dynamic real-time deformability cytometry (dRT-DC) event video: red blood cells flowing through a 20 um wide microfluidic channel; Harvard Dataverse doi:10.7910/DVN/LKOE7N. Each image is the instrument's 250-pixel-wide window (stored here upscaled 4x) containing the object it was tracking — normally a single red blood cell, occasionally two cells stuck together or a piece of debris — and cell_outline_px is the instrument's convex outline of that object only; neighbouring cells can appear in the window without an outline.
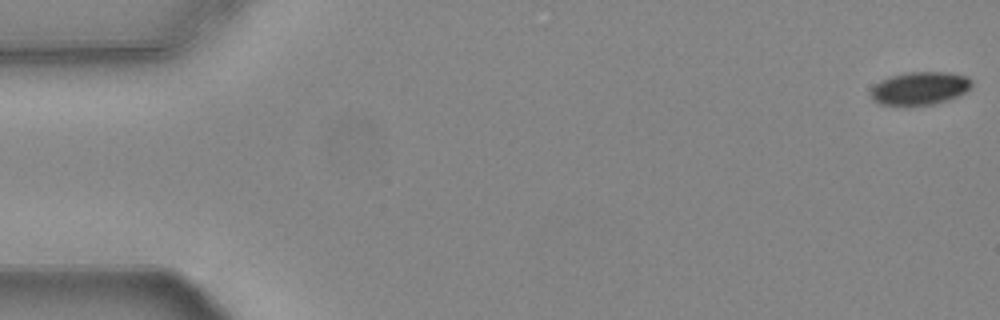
{"species": "common noctule bat (a hibernating species)", "species_latin": "Nyctalus noctula", "temperature_condition": "warm", "stored_images_in_passage": 55, "camera_frame_rate_fps": 3000, "um_per_image_px": 0.085, "animal": {"sex": "female", "body_mass_g": 24.6, "forearm_length_mm": 56.2}, "frame": {"image": 1, "passage_image": 1, "time_ms": 0.0, "image_size_px": [1000, 320], "cell_outline_px": [[972, 88], [948, 100], [932, 104], [880, 104], [872, 100], [872, 88], [880, 80], [892, 76], [908, 72], [948, 72], [968, 76], [972, 80]], "centroid_in_image_um": [78.23, 7.48], "position_along_channel_um": 6.8, "area_um2": 19.13}}
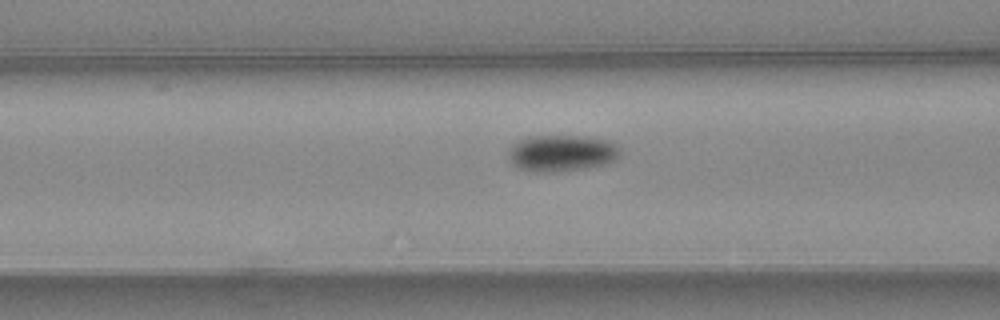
{"frame": {"image": 2, "passage_image": 22, "time_ms": 7.0, "image_size_px": [1000, 320], "cell_outline_px": [[620, 156], [604, 164], [588, 168], [556, 172], [532, 172], [520, 168], [512, 164], [508, 160], [508, 152], [520, 140], [532, 136], [584, 136], [608, 140], [616, 144], [620, 148]], "centroid_in_image_um": [47.76, 13.03], "position_along_channel_um": 118.8, "area_um2": 23.76}}
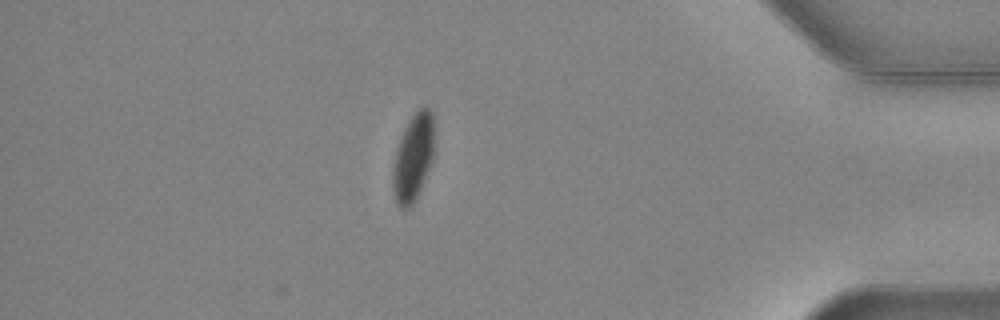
{"frame": {"image": 3, "passage_image": 48, "time_ms": 15.667, "image_size_px": [1000, 320], "cell_outline_px": [[432, 160], [416, 200], [408, 208], [400, 208], [396, 204], [392, 188], [392, 168], [396, 148], [400, 136], [404, 128], [416, 108], [428, 108], [432, 112]], "centroid_in_image_um": [35.07, 13.42], "position_along_channel_um": 400.1, "area_um2": 20.98}, "authors_computed_cell_mechanics": {"area_um2": 21.5594, "velocity_mm_per_s": 3.7286, "shape_relaxation_time_tau1_ms": 4.1042, "shape_relaxation_time_tau2_ms": null, "deformation_change_tau1": 0.1035, "deformation_change_tau2": null}}